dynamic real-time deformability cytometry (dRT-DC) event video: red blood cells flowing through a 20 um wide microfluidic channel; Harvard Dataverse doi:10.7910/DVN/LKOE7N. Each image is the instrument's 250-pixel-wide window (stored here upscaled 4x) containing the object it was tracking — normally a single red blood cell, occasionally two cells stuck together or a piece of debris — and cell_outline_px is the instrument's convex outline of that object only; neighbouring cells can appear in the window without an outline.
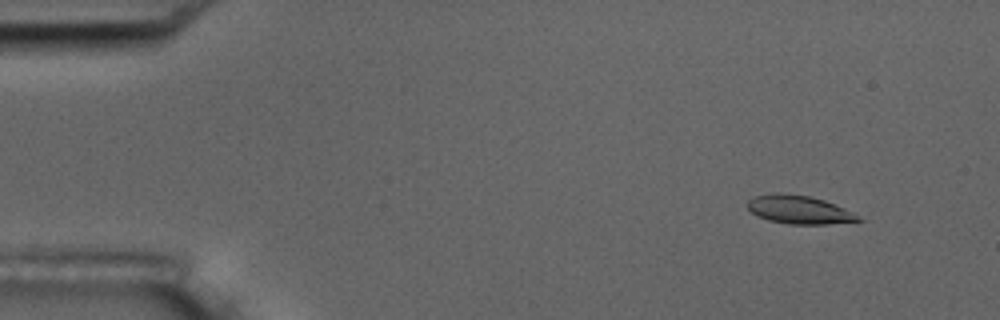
{"species": "common noctule bat (a hibernating species)", "species_latin": "Nyctalus noctula", "temperature_condition": "room temperature", "stored_images_in_passage": 8, "camera_frame_rate_fps": 3000, "um_per_image_px": 0.085, "animal": {"sex": "male", "body_mass_g": 17.5, "forearm_length_mm": 52.3}, "frame": {"image": 1, "passage_image": 2, "time_ms": 1.333, "image_size_px": [1000, 320], "cell_outline_px": [[864, 220], [828, 224], [788, 224], [768, 220], [756, 216], [744, 204], [748, 200], [756, 196], [772, 192], [776, 192], [808, 196], [824, 200], [844, 208], [852, 212]], "centroid_in_image_um": [67.87, 17.82], "position_along_channel_um": 17.1, "area_um2": 18.32}}
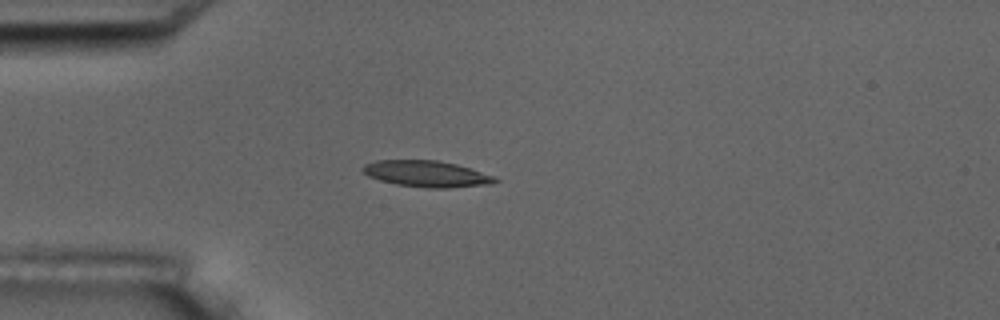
{"frame": {"image": 2, "passage_image": 5, "time_ms": 4.667, "image_size_px": [1000, 320], "cell_outline_px": [[500, 180], [492, 184], [448, 188], [424, 188], [396, 184], [380, 180], [368, 176], [360, 168], [364, 164], [376, 160], [436, 160], [456, 164], [492, 176]], "centroid_in_image_um": [36.22, 14.78], "position_along_channel_um": 48.8, "area_um2": 20.17}}